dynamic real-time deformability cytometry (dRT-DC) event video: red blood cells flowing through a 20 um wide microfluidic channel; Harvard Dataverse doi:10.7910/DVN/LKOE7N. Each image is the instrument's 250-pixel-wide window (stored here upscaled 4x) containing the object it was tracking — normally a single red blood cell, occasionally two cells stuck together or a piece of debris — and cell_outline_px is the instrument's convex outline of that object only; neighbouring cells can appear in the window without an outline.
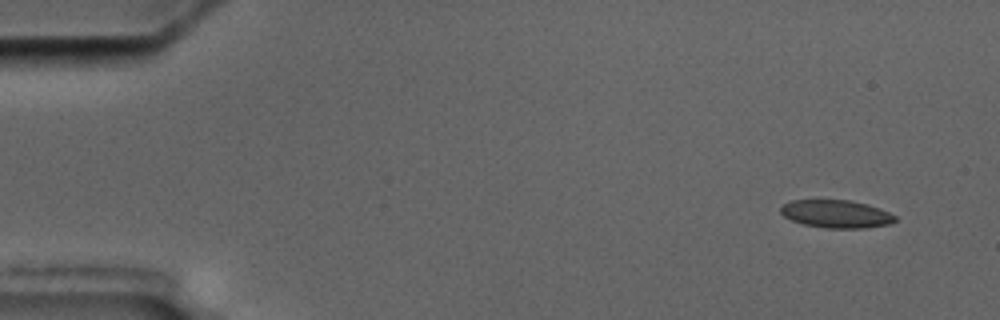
{"species": "common noctule bat (a hibernating species)", "species_latin": "Nyctalus noctula", "temperature_condition": "cold", "stored_images_in_passage": 5, "camera_frame_rate_fps": 3000, "um_per_image_px": 0.085, "animal": {"sex": "male", "body_mass_g": 17.5, "forearm_length_mm": 52.3}, "frame": {"image": 1, "passage_image": 1, "time_ms": 0.0, "image_size_px": [1000, 320], "cell_outline_px": [[896, 220], [892, 224], [864, 228], [828, 228], [804, 224], [792, 220], [784, 216], [780, 212], [780, 208], [784, 204], [792, 200], [852, 200], [868, 204], [880, 208], [896, 216]], "centroid_in_image_um": [71.11, 18.18], "position_along_channel_um": 13.9, "area_um2": 18.61}}
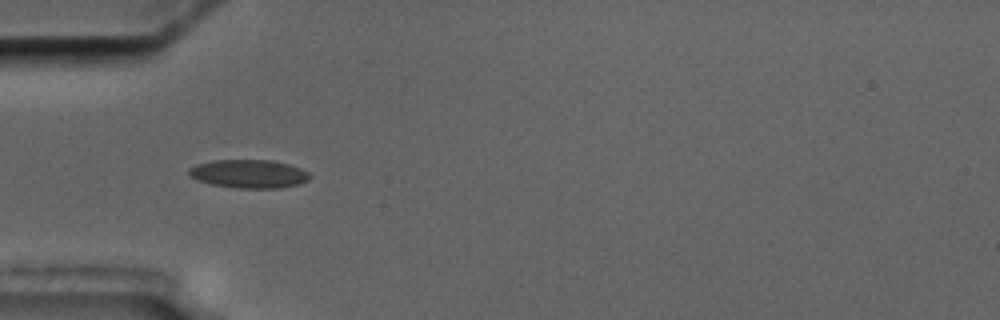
{"frame": {"image": 2, "passage_image": 4, "time_ms": 4.667, "image_size_px": [1000, 320], "cell_outline_px": [[312, 176], [308, 180], [300, 184], [280, 188], [236, 188], [212, 184], [196, 180], [188, 176], [188, 168], [196, 164], [212, 160], [272, 160], [288, 164], [300, 168], [308, 172]], "centroid_in_image_um": [21.14, 14.77], "position_along_channel_um": 63.9, "area_um2": 20.23}}
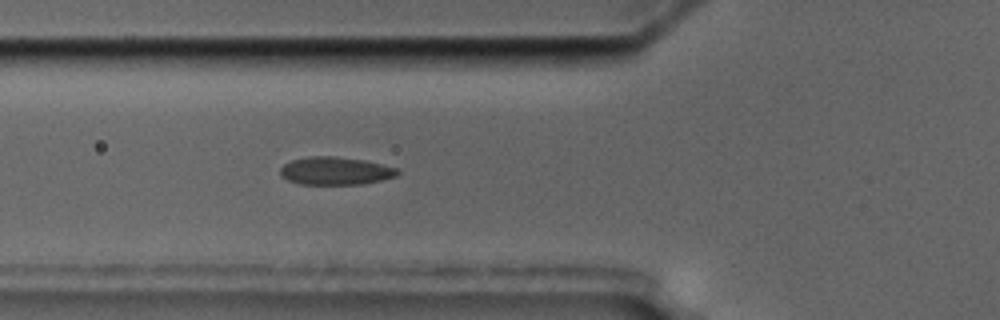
{"frame": {"image": 3, "passage_image": 5, "time_ms": 5.667, "image_size_px": [1000, 320], "cell_outline_px": [[400, 172], [396, 176], [364, 184], [300, 184], [288, 180], [280, 176], [280, 168], [284, 164], [292, 160], [308, 156], [332, 156], [364, 160], [384, 164], [396, 168]], "centroid_in_image_um": [28.5, 14.52], "position_along_channel_um": 97.3, "area_um2": 19.07}}